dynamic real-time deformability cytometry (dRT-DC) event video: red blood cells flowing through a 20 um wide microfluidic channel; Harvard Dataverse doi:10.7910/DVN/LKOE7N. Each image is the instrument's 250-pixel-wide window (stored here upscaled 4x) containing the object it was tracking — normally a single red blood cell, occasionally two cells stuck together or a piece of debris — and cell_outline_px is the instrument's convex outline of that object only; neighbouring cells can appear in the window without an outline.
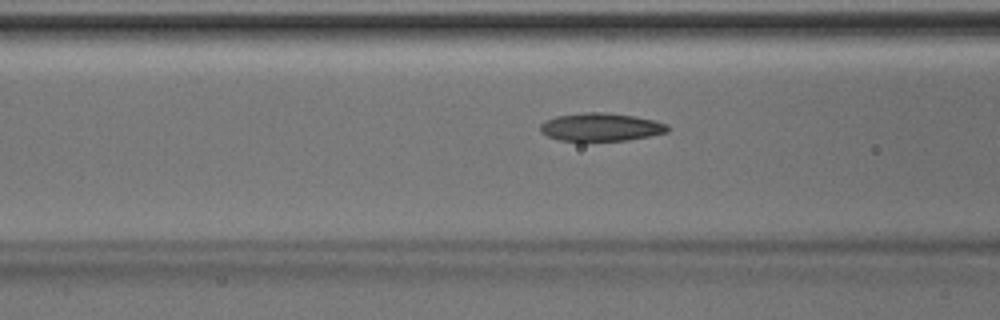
{"species": "Egyptian fruit bat (a non-hibernating species)", "species_latin": "Rousettus aegyptiacus", "temperature_condition": "room temperature", "stored_images_in_passage": 36, "camera_frame_rate_fps": 3000, "um_per_image_px": 0.085, "animal": {"sex": "male"}, "frame": {"image": 1, "passage_image": 8, "time_ms": 2.333, "image_size_px": [1000, 320], "cell_outline_px": [[668, 132], [628, 140], [560, 140], [548, 136], [540, 132], [540, 124], [544, 120], [556, 116], [584, 112], [604, 112], [632, 116], [652, 120], [668, 124]], "centroid_in_image_um": [51.04, 10.79], "position_along_channel_um": 115.6, "area_um2": 20.58}}
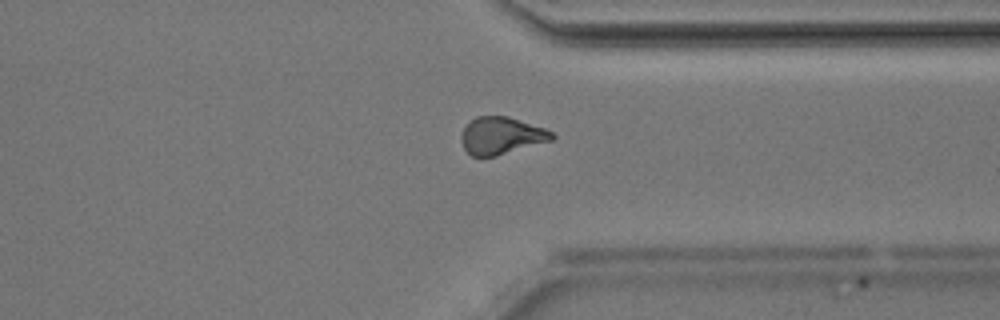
{"frame": {"image": 2, "passage_image": 26, "time_ms": 8.333, "image_size_px": [1000, 320], "cell_outline_px": [[556, 136], [552, 140], [496, 156], [472, 156], [464, 148], [460, 140], [460, 136], [464, 128], [476, 116], [508, 116], [544, 128], [552, 132]], "centroid_in_image_um": [42.6, 11.53], "position_along_channel_um": 368.8, "area_um2": 19.54}}
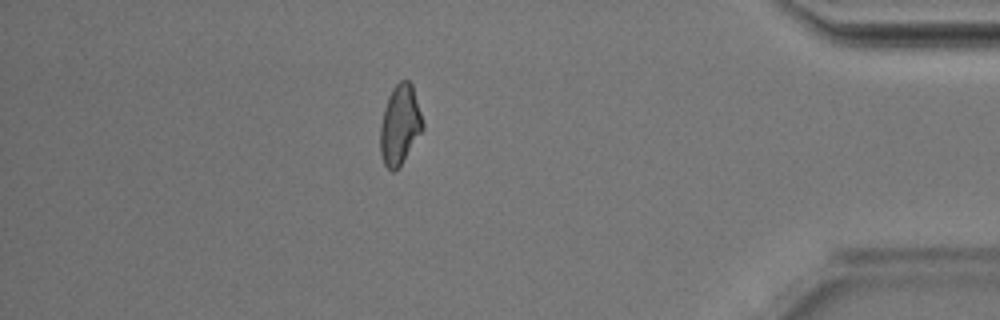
{"frame": {"image": 3, "passage_image": 31, "time_ms": 10.0, "image_size_px": [1000, 320], "cell_outline_px": [[424, 128], [400, 164], [392, 172], [384, 164], [380, 152], [380, 124], [384, 108], [388, 96], [392, 88], [400, 80], [408, 80], [412, 84], [424, 124]], "centroid_in_image_um": [33.97, 10.57], "position_along_channel_um": 401.2, "area_um2": 19.48}, "authors_computed_cell_mechanics": {"area_um2": 20.1722, "velocity_mm_per_s": 4.2309, "shape_relaxation_time_tau1_ms": 3.1684, "shape_relaxation_time_tau2_ms": 2.1982, "deformation_change_tau1": 0.1197, "deformation_change_tau2": 0.0831}}